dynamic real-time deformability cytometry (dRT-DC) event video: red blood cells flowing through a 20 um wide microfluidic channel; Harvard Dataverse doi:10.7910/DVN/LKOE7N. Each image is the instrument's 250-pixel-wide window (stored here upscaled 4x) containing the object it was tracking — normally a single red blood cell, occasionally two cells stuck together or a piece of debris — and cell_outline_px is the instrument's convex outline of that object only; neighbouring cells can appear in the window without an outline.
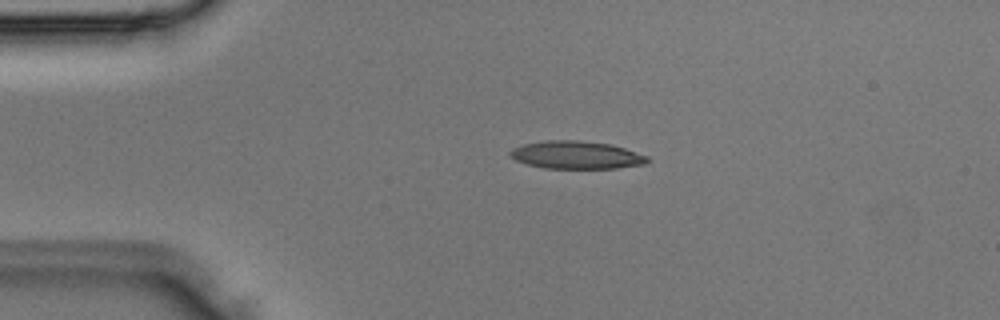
{"species": "Egyptian fruit bat (a non-hibernating species)", "species_latin": "Rousettus aegyptiacus", "temperature_condition": "room temperature", "stored_images_in_passage": 3, "camera_frame_rate_fps": 3000, "um_per_image_px": 0.085, "animal": {"sex": "male"}, "frame": {"image": 1, "passage_image": 2, "time_ms": 0.333, "image_size_px": [1000, 320], "cell_outline_px": [[652, 160], [644, 164], [616, 168], [544, 168], [528, 164], [516, 160], [508, 156], [508, 152], [512, 148], [524, 144], [544, 140], [580, 140], [612, 144], [648, 156]], "centroid_in_image_um": [48.98, 13.16], "position_along_channel_um": 36.0, "area_um2": 22.37}}